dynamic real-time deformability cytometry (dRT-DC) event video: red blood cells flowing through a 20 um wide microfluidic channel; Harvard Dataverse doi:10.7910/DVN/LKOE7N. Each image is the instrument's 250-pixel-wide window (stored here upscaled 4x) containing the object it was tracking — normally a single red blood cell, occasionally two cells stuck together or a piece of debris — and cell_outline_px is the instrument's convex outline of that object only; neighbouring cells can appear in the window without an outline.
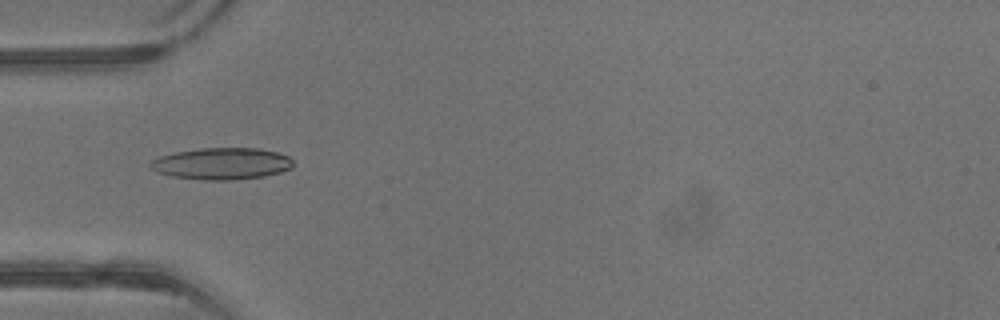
{"species": "common noctule bat (a hibernating species)", "species_latin": "Nyctalus noctula", "temperature_condition": "warm", "stored_images_in_passage": 38, "camera_frame_rate_fps": 3000, "um_per_image_px": 0.085, "animal": {"sex": "male", "body_mass_g": 13.3}, "frame": {"image": 1, "passage_image": 14, "time_ms": 4.333, "image_size_px": [1000, 320], "cell_outline_px": [[292, 168], [280, 172], [264, 176], [228, 180], [204, 180], [172, 176], [156, 172], [148, 168], [148, 164], [152, 160], [160, 156], [176, 152], [200, 148], [260, 148], [276, 152], [288, 156], [292, 160]], "centroid_in_image_um": [18.81, 13.91], "position_along_channel_um": 66.2, "area_um2": 26.41}}
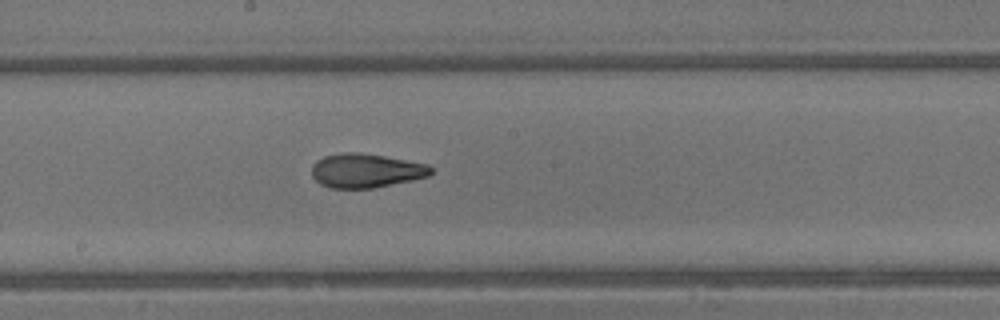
{"frame": {"image": 2, "passage_image": 23, "time_ms": 7.333, "image_size_px": [1000, 320], "cell_outline_px": [[432, 172], [428, 176], [412, 180], [372, 188], [328, 188], [320, 184], [312, 176], [312, 164], [316, 160], [324, 156], [344, 152], [356, 152], [384, 156], [428, 164], [432, 168]], "centroid_in_image_um": [31.07, 14.5], "position_along_channel_um": 217.1, "area_um2": 23.64}}
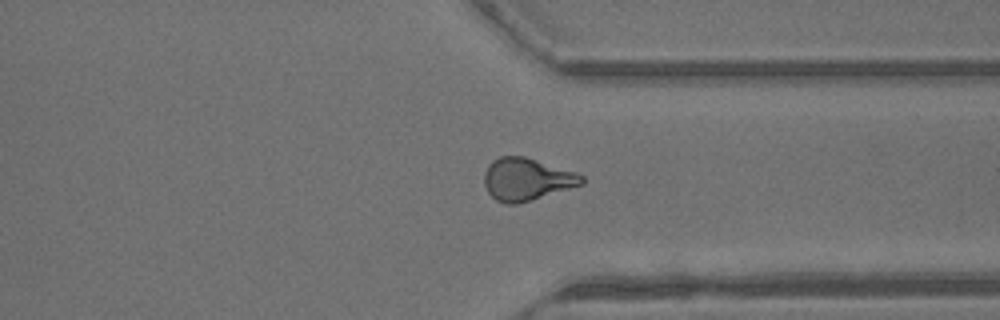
{"frame": {"image": 3, "passage_image": 32, "time_ms": 10.333, "image_size_px": [1000, 320], "cell_outline_px": [[584, 184], [532, 200], [516, 204], [508, 204], [496, 200], [488, 192], [484, 184], [484, 172], [488, 164], [492, 160], [500, 156], [524, 156], [576, 172], [584, 176]], "centroid_in_image_um": [44.76, 15.23], "position_along_channel_um": 366.6, "area_um2": 24.16}}